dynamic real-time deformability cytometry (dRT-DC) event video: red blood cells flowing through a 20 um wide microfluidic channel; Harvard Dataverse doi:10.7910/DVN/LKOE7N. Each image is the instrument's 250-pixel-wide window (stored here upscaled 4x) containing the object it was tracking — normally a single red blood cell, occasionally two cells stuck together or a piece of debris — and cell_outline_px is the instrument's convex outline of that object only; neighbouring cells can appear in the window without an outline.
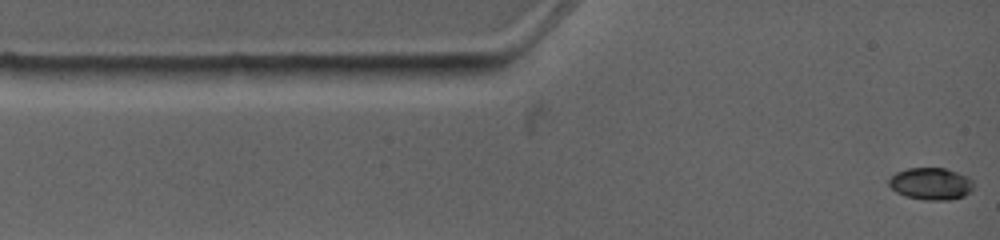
{"species": "common noctule bat (a hibernating species)", "species_latin": "Nyctalus noctula", "temperature_condition": "warm", "stored_images_in_passage": 7, "camera_frame_rate_fps": 4500, "um_per_image_px": 0.085, "animal": {"sex": "female", "body_mass_g": 19.0, "forearm_length_mm": 53.3}, "frame": {"image": 1, "passage_image": 1, "time_ms": 0.0, "image_size_px": [1000, 240], "cell_outline_px": [[972, 188], [964, 196], [948, 200], [924, 200], [904, 196], [896, 192], [888, 184], [888, 180], [896, 172], [908, 168], [944, 168], [968, 176], [972, 180]], "centroid_in_image_um": [79.1, 15.62], "position_along_channel_um": 5.9, "area_um2": 15.78}}
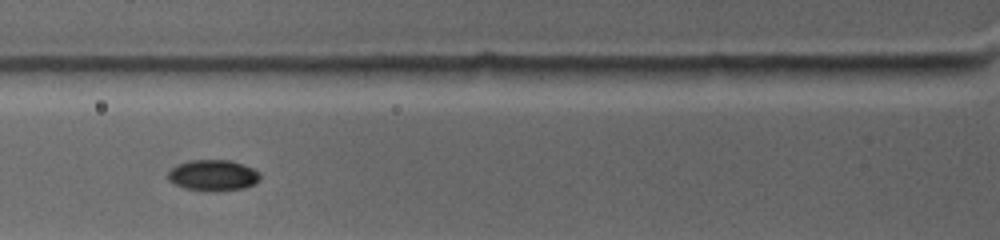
{"frame": {"image": 2, "passage_image": 5, "time_ms": 3.778, "image_size_px": [1000, 240], "cell_outline_px": [[260, 180], [244, 188], [220, 192], [204, 192], [184, 188], [168, 180], [168, 172], [176, 164], [188, 160], [232, 160], [244, 164], [260, 172]], "centroid_in_image_um": [18.11, 14.91], "position_along_channel_um": 107.7, "area_um2": 17.05}}
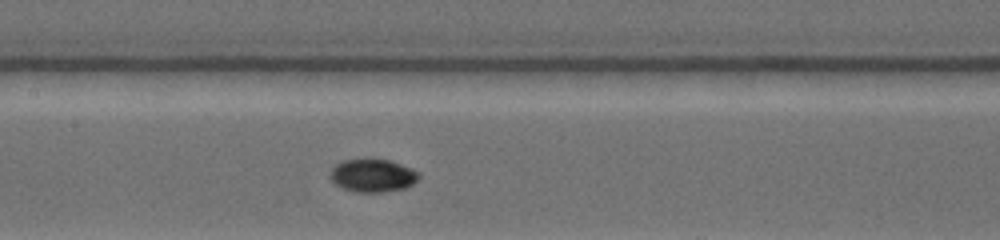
{"frame": {"image": 3, "passage_image": 7, "time_ms": 5.556, "image_size_px": [1000, 240], "cell_outline_px": [[420, 176], [412, 184], [404, 188], [384, 192], [356, 192], [344, 188], [336, 184], [328, 176], [332, 168], [336, 164], [344, 160], [360, 156], [364, 156], [392, 160], [420, 172]], "centroid_in_image_um": [31.66, 14.86], "position_along_channel_um": 175.7, "area_um2": 17.63}}